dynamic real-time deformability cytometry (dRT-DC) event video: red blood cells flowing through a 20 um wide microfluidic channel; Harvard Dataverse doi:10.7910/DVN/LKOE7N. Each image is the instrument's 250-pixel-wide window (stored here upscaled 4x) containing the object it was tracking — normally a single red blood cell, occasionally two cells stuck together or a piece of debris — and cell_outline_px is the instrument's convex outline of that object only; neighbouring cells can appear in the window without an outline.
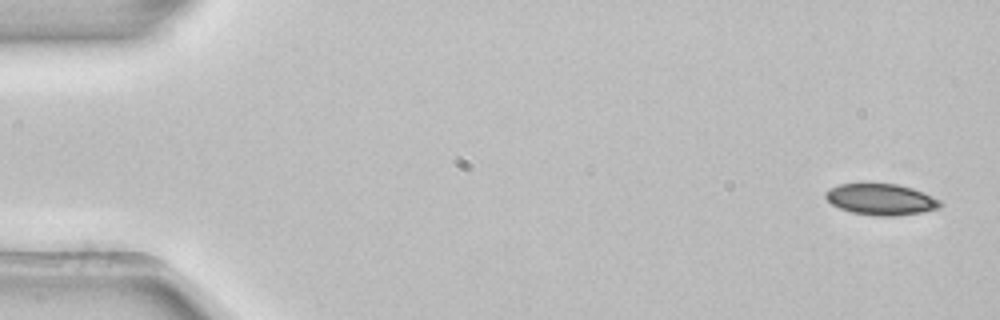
{"species": "common noctule bat (a hibernating species)", "species_latin": "Nyctalus noctula", "temperature_condition": "room temperature", "stored_images_in_passage": 4, "camera_frame_rate_fps": 3000, "um_per_image_px": 0.085, "animal": {"sex": "female", "body_mass_g": 22.7, "forearm_length_mm": 54.2}, "frame": {"image": 1, "passage_image": 1, "time_ms": 0.0, "image_size_px": [1000, 320], "cell_outline_px": [[944, 204], [940, 208], [920, 212], [896, 216], [876, 216], [852, 212], [840, 208], [832, 204], [824, 196], [824, 192], [828, 188], [840, 184], [896, 184], [912, 188], [932, 196], [940, 200]], "centroid_in_image_um": [74.88, 16.95], "position_along_channel_um": 10.1, "area_um2": 20.81}}
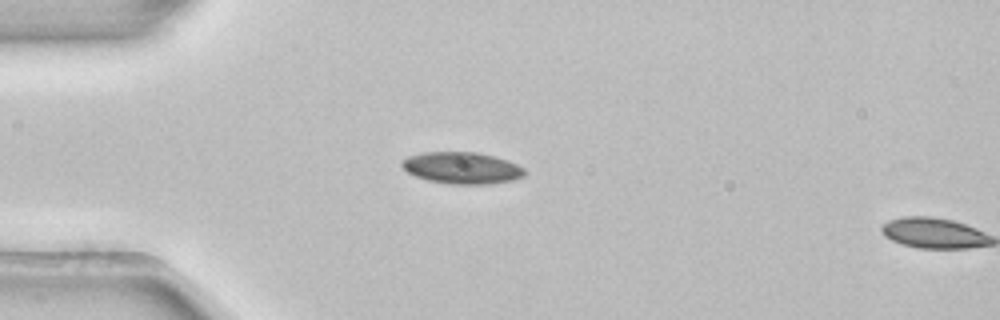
{"frame": {"image": 2, "passage_image": 3, "time_ms": 0.667, "image_size_px": [1000, 320], "cell_outline_px": [[528, 172], [524, 176], [512, 180], [488, 184], [448, 184], [428, 180], [416, 176], [408, 172], [400, 164], [400, 160], [408, 156], [424, 152], [476, 152], [508, 160], [524, 168]], "centroid_in_image_um": [39.26, 14.27], "position_along_channel_um": 45.7, "area_um2": 22.72}}